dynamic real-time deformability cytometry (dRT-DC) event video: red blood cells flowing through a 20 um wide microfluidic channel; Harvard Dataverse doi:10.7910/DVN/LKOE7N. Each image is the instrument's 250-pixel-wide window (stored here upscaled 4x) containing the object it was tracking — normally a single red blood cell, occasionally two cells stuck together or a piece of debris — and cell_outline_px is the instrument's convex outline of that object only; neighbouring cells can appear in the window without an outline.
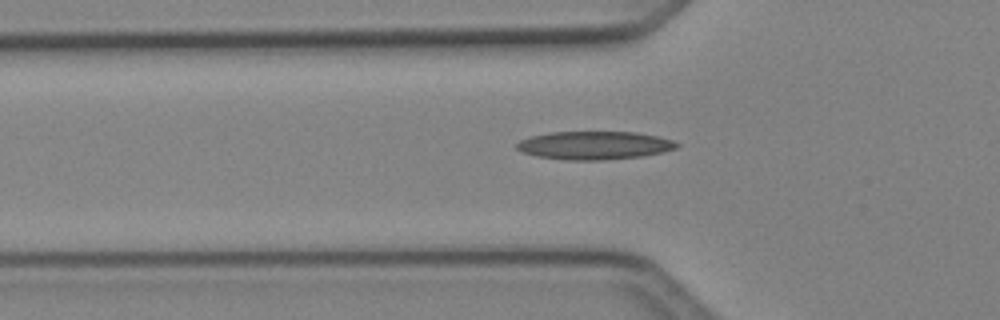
{"species": "Egyptian fruit bat (a non-hibernating species)", "species_latin": "Rousettus aegyptiacus", "temperature_condition": "cold", "stored_images_in_passage": 30, "camera_frame_rate_fps": 3000, "um_per_image_px": 0.085, "animal": {"sex": "female"}, "frame": {"image": 1, "passage_image": 2, "time_ms": 0.333, "image_size_px": [1000, 320], "cell_outline_px": [[680, 144], [676, 148], [664, 152], [644, 156], [604, 160], [568, 160], [536, 156], [524, 152], [516, 148], [516, 144], [520, 140], [532, 136], [548, 132], [636, 132], [656, 136], [672, 140]], "centroid_in_image_um": [50.54, 12.36], "position_along_channel_um": 75.3, "area_um2": 26.3}}
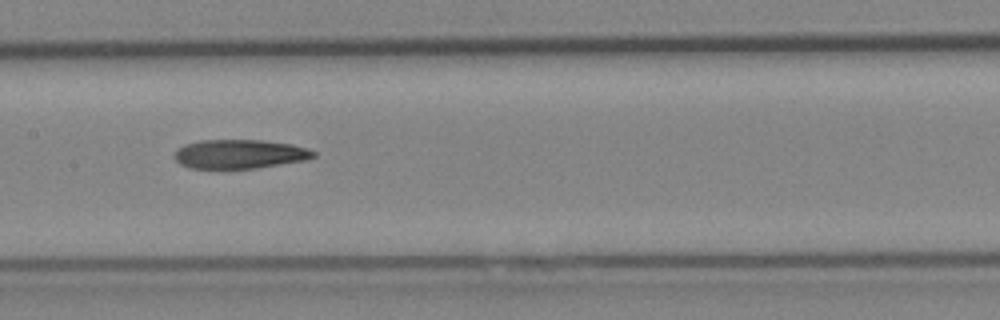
{"frame": {"image": 2, "passage_image": 10, "time_ms": 3.0, "image_size_px": [1000, 320], "cell_outline_px": [[316, 156], [308, 160], [256, 168], [188, 168], [180, 164], [172, 156], [176, 148], [184, 144], [200, 140], [264, 140], [292, 144], [308, 148], [316, 152]], "centroid_in_image_um": [20.36, 13.09], "position_along_channel_um": 187.0, "area_um2": 23.87}}
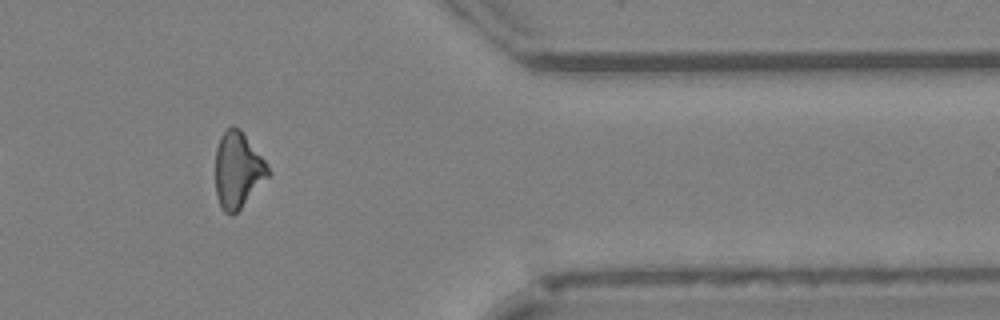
{"frame": {"image": 3, "passage_image": 26, "time_ms": 8.333, "image_size_px": [1000, 320], "cell_outline_px": [[268, 176], [240, 208], [232, 216], [224, 212], [220, 208], [216, 196], [216, 148], [220, 136], [232, 124], [240, 128], [264, 160], [268, 168]], "centroid_in_image_um": [20.17, 14.45], "position_along_channel_um": 391.2, "area_um2": 23.0}}